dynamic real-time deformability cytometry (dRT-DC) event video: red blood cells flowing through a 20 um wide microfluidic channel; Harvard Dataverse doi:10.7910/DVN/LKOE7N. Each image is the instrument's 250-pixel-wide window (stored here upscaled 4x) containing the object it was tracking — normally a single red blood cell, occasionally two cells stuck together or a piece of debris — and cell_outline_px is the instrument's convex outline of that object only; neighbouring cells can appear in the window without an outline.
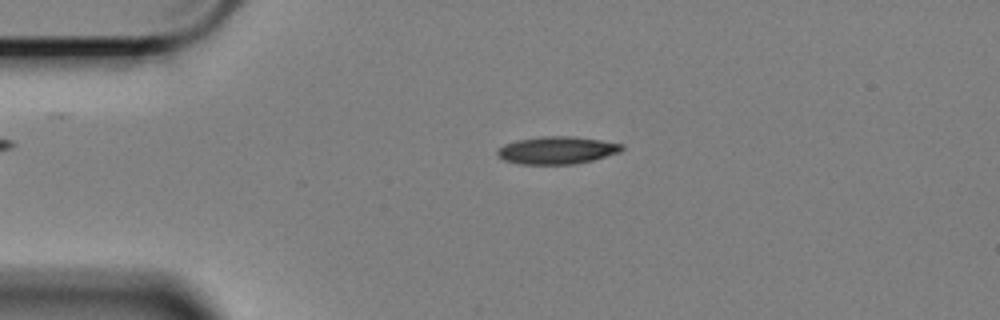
{"species": "Egyptian fruit bat (a non-hibernating species)", "species_latin": "Rousettus aegyptiacus", "temperature_condition": "cold", "stored_images_in_passage": 57, "camera_frame_rate_fps": 3000, "um_per_image_px": 0.085, "animal": {"sex": "female"}, "frame": {"image": 1, "passage_image": 11, "time_ms": 3.333, "image_size_px": [1000, 320], "cell_outline_px": [[624, 148], [620, 152], [592, 160], [572, 164], [520, 164], [504, 160], [496, 156], [496, 152], [504, 144], [516, 140], [544, 136], [572, 136], [600, 140], [624, 144]], "centroid_in_image_um": [47.33, 12.77], "position_along_channel_um": 37.7, "area_um2": 19.94}}
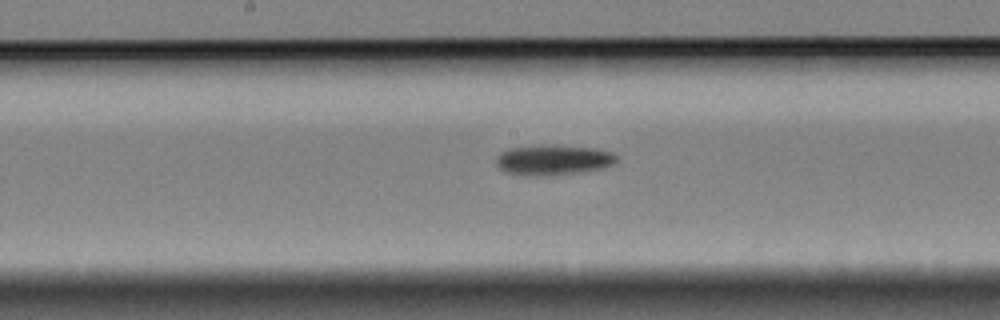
{"frame": {"image": 2, "passage_image": 28, "time_ms": 9.0, "image_size_px": [1000, 320], "cell_outline_px": [[616, 160], [612, 164], [600, 168], [576, 172], [544, 176], [528, 176], [504, 172], [496, 164], [496, 156], [500, 152], [508, 148], [548, 144], [552, 144], [596, 148], [612, 152], [616, 156]], "centroid_in_image_um": [46.96, 13.58], "position_along_channel_um": 201.2, "area_um2": 21.33}}
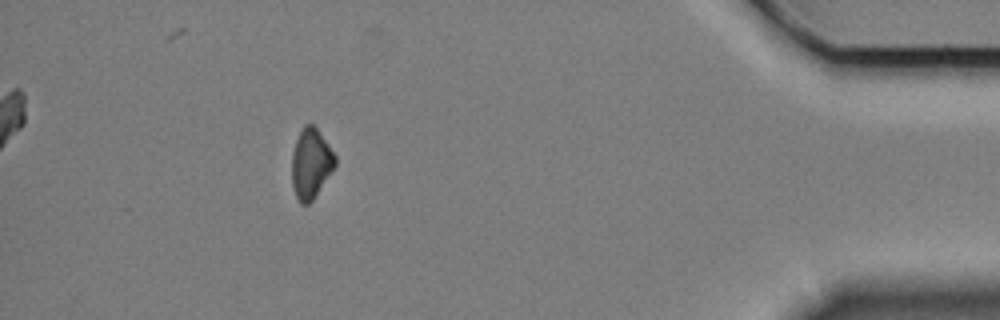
{"frame": {"image": 3, "passage_image": 51, "time_ms": 16.667, "image_size_px": [1000, 320], "cell_outline_px": [[336, 164], [312, 200], [308, 204], [300, 204], [296, 196], [292, 184], [292, 152], [296, 140], [304, 124], [312, 124], [316, 128], [328, 144], [336, 156]], "centroid_in_image_um": [26.41, 13.89], "position_along_channel_um": 408.8, "area_um2": 17.34}, "authors_computed_cell_mechanics": {"area_um2": 19.7098, "velocity_mm_per_s": 3.3939, "shape_relaxation_time_tau1_ms": 5.4015, "shape_relaxation_time_tau2_ms": null, "deformation_change_tau1": 0.0981, "deformation_change_tau2": null}}